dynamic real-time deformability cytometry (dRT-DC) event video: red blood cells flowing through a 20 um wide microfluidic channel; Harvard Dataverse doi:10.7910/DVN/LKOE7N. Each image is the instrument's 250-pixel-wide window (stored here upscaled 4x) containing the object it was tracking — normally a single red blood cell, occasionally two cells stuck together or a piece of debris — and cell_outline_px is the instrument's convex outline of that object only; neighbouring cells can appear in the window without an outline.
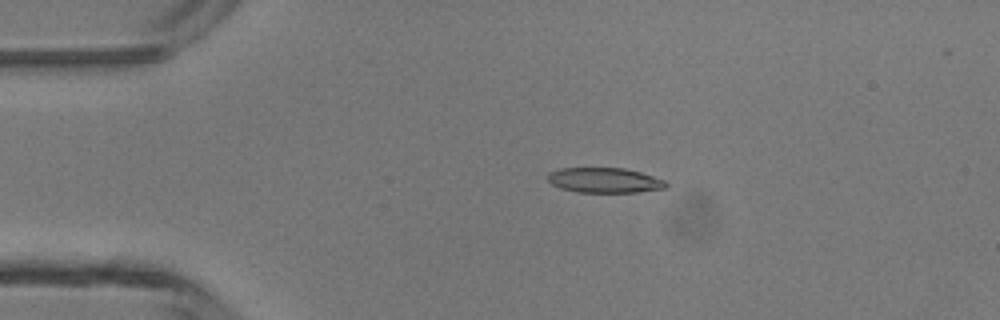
{"species": "common noctule bat (a hibernating species)", "species_latin": "Nyctalus noctula", "temperature_condition": "room temperature", "stored_images_in_passage": 38, "camera_frame_rate_fps": 3000, "um_per_image_px": 0.085, "animal": {"sex": "male", "body_mass_g": 13.3}, "frame": {"image": 1, "passage_image": 1, "time_ms": 0.0, "image_size_px": [1000, 320], "cell_outline_px": [[668, 188], [636, 192], [576, 192], [560, 188], [552, 184], [548, 180], [548, 172], [560, 168], [624, 168], [640, 172], [664, 180], [668, 184]], "centroid_in_image_um": [51.38, 15.32], "position_along_channel_um": 33.6, "area_um2": 17.28}}
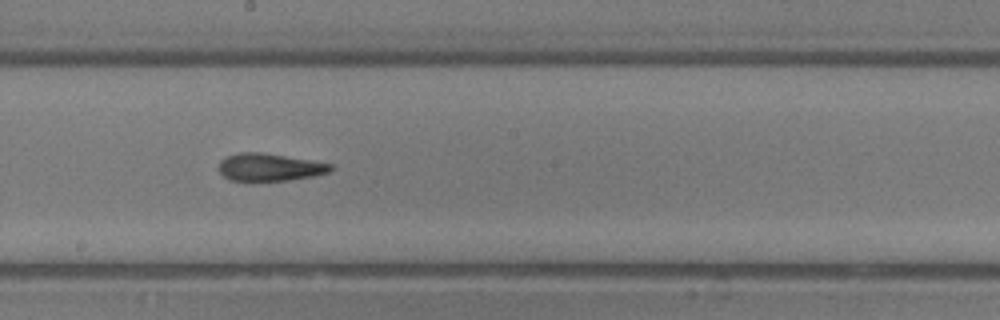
{"frame": {"image": 2, "passage_image": 17, "time_ms": 5.333, "image_size_px": [1000, 320], "cell_outline_px": [[336, 168], [332, 172], [316, 176], [288, 180], [228, 180], [220, 172], [220, 160], [228, 156], [240, 152], [260, 152], [312, 160], [332, 164]], "centroid_in_image_um": [23.0, 14.21], "position_along_channel_um": 225.2, "area_um2": 17.98}}
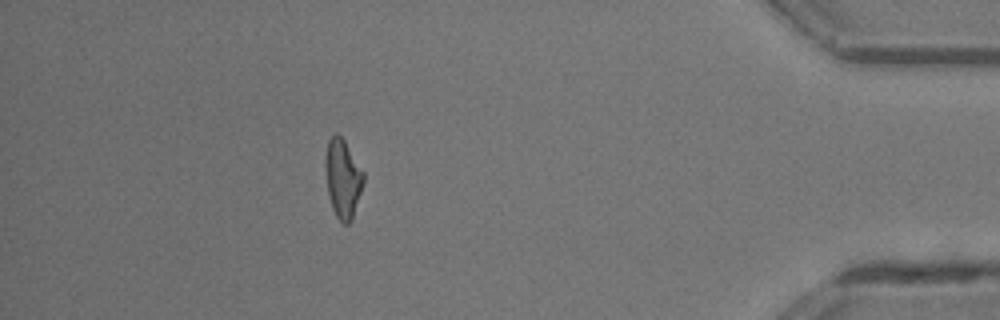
{"frame": {"image": 3, "passage_image": 33, "time_ms": 10.667, "image_size_px": [1000, 320], "cell_outline_px": [[364, 184], [352, 220], [348, 224], [344, 224], [336, 216], [332, 208], [328, 192], [324, 164], [324, 160], [328, 140], [336, 132], [344, 140], [364, 172]], "centroid_in_image_um": [29.14, 15.17], "position_along_channel_um": 406.1, "area_um2": 17.57}, "authors_computed_cell_mechanics": {"area_um2": 17.8313, "velocity_mm_per_s": 4.3873, "shape_relaxation_time_tau1_ms": null, "shape_relaxation_time_tau2_ms": 4.0513, "deformation_change_tau1": null, "deformation_change_tau2": 0.1337}}